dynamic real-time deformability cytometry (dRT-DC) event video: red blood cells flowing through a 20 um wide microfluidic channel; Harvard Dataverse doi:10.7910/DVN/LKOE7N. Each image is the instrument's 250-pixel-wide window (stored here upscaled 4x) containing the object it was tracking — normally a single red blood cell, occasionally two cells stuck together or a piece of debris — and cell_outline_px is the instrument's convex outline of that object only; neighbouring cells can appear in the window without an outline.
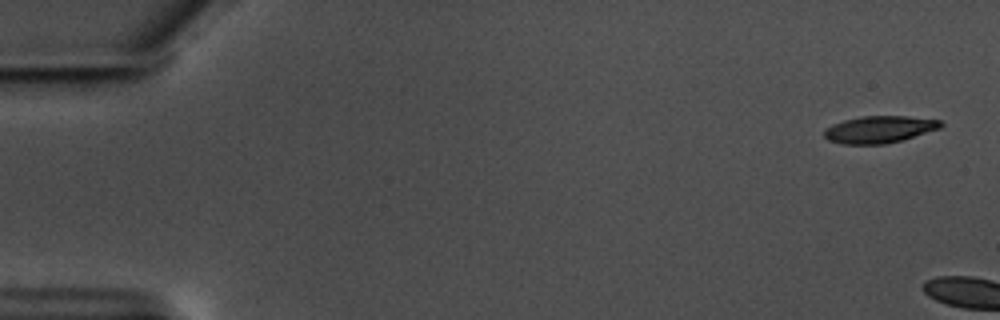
{"species": "common noctule bat (a hibernating species)", "species_latin": "Nyctalus noctula", "temperature_condition": "warm", "stored_images_in_passage": 4, "camera_frame_rate_fps": 3000, "um_per_image_px": 0.085, "animal": {"sex": "male", "body_mass_g": 17.5, "forearm_length_mm": 52.3}, "frame": {"image": 1, "passage_image": 1, "time_ms": 0.0, "image_size_px": [1000, 320], "cell_outline_px": [[944, 124], [940, 128], [904, 140], [884, 144], [840, 144], [828, 140], [824, 136], [824, 128], [832, 124], [844, 120], [864, 116], [908, 116], [940, 120]], "centroid_in_image_um": [74.74, 11.0], "position_along_channel_um": 10.3, "area_um2": 18.5}}